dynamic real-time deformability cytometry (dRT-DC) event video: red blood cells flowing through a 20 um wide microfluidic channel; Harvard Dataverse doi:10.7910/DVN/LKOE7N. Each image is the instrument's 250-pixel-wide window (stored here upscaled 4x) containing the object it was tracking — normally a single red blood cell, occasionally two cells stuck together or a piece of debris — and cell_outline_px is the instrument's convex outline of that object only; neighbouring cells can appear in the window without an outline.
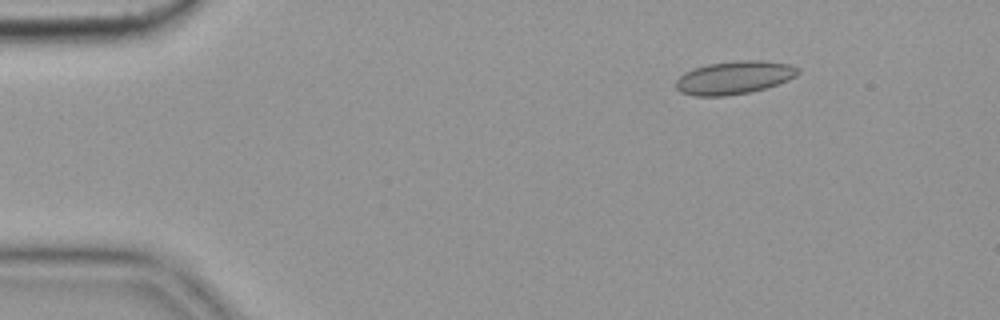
{"species": "common noctule bat (a hibernating species)", "species_latin": "Nyctalus noctula", "temperature_condition": "cold", "stored_images_in_passage": 6, "camera_frame_rate_fps": 3000, "um_per_image_px": 0.085, "animal": {"sex": "female", "body_mass_g": 19.9}, "frame": {"image": 1, "passage_image": 2, "time_ms": 0.333, "image_size_px": [1000, 320], "cell_outline_px": [[800, 72], [796, 76], [788, 80], [752, 92], [724, 96], [692, 96], [680, 92], [676, 88], [676, 80], [684, 72], [692, 68], [708, 64], [740, 60], [764, 60], [788, 64], [800, 68]], "centroid_in_image_um": [62.39, 6.59], "position_along_channel_um": 22.6, "area_um2": 23.7}}
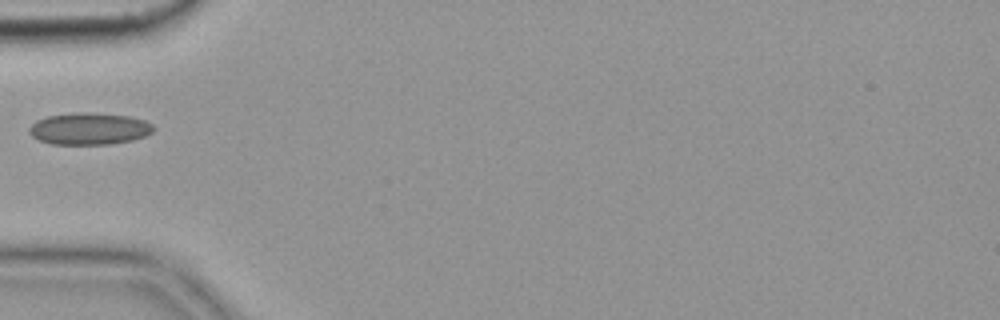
{"frame": {"image": 2, "passage_image": 5, "time_ms": 1.333, "image_size_px": [1000, 320], "cell_outline_px": [[156, 128], [152, 132], [144, 136], [132, 140], [112, 144], [52, 144], [40, 140], [32, 136], [28, 132], [28, 128], [36, 120], [48, 116], [80, 112], [92, 112], [128, 116], [144, 120], [152, 124]], "centroid_in_image_um": [7.59, 10.94], "position_along_channel_um": 77.4, "area_um2": 23.12}}
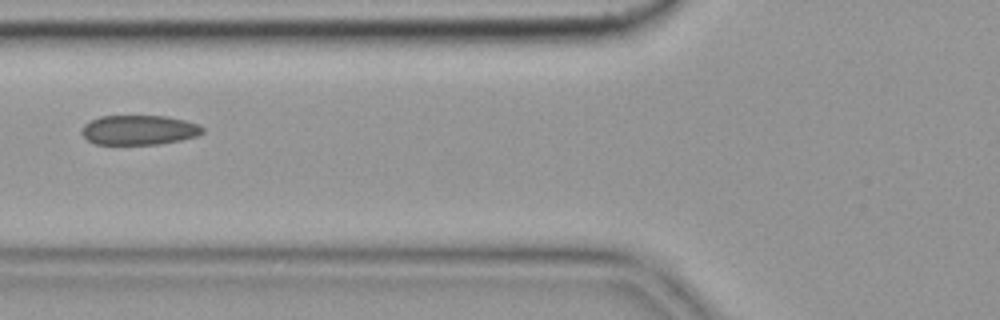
{"frame": {"image": 3, "passage_image": 6, "time_ms": 1.667, "image_size_px": [1000, 320], "cell_outline_px": [[204, 132], [196, 136], [180, 140], [160, 144], [96, 144], [88, 140], [80, 132], [84, 124], [100, 116], [168, 116], [200, 124], [204, 128]], "centroid_in_image_um": [11.83, 11.04], "position_along_channel_um": 114.0, "area_um2": 20.92}}